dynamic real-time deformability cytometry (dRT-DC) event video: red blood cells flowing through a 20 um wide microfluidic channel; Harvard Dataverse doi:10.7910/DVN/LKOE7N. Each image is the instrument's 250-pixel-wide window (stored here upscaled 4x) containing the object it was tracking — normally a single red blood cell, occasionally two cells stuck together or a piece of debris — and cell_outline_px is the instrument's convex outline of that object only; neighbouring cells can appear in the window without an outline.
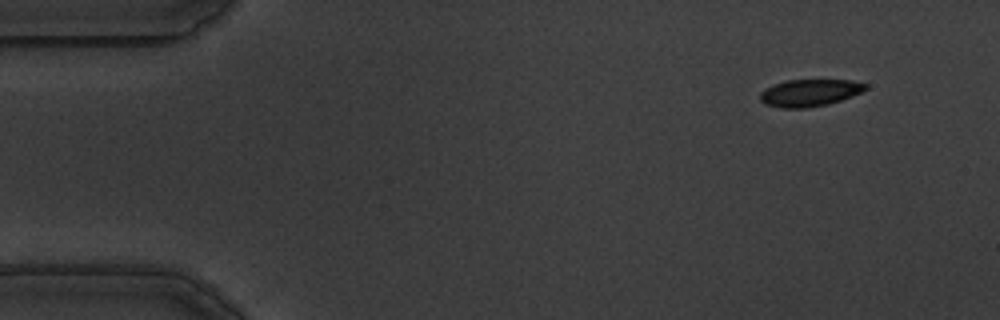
{"species": "common noctule bat (a hibernating species)", "species_latin": "Nyctalus noctula", "temperature_condition": "warm", "stored_images_in_passage": 57, "camera_frame_rate_fps": 3000, "um_per_image_px": 0.085, "animal": {"sex": "male", "body_mass_g": 19.5, "forearm_length_mm": 54.6}, "frame": {"image": 1, "passage_image": 5, "time_ms": 1.333, "image_size_px": [1000, 320], "cell_outline_px": [[868, 88], [852, 96], [828, 104], [804, 108], [780, 108], [764, 104], [760, 100], [760, 92], [764, 88], [772, 84], [788, 80], [852, 80], [868, 84]], "centroid_in_image_um": [68.79, 7.88], "position_along_channel_um": 16.2, "area_um2": 16.76}}
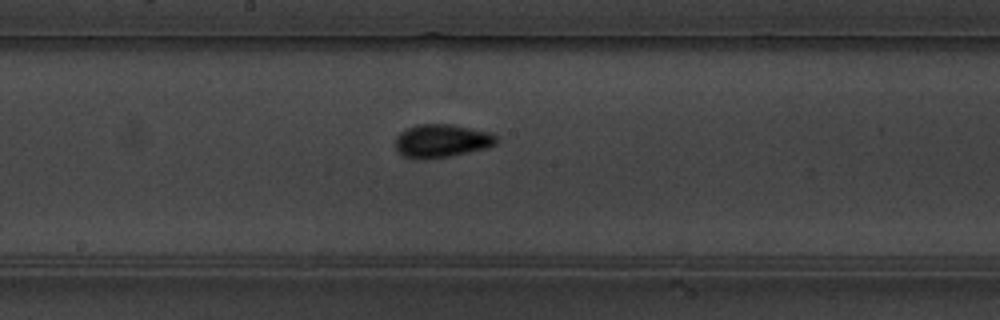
{"frame": {"image": 2, "passage_image": 30, "time_ms": 9.667, "image_size_px": [1000, 320], "cell_outline_px": [[496, 144], [484, 148], [448, 156], [428, 160], [416, 160], [404, 156], [396, 148], [396, 136], [400, 132], [416, 124], [452, 124], [492, 132], [496, 136]], "centroid_in_image_um": [37.52, 11.97], "position_along_channel_um": 210.7, "area_um2": 19.59}}
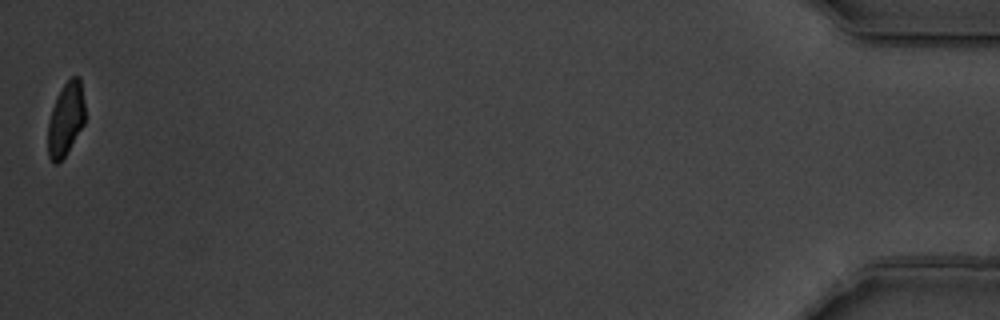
{"frame": {"image": 3, "passage_image": 57, "time_ms": 18.667, "image_size_px": [1000, 320], "cell_outline_px": [[84, 124], [64, 156], [56, 164], [52, 164], [48, 156], [48, 124], [52, 108], [56, 96], [64, 84], [72, 76], [80, 76], [84, 100]], "centroid_in_image_um": [5.58, 10.11], "position_along_channel_um": 429.6, "area_um2": 15.78}, "authors_computed_cell_mechanics": {"area_um2": 17.629, "velocity_mm_per_s": 3.507, "shape_relaxation_time_tau1_ms": 4.2881, "shape_relaxation_time_tau2_ms": 1.3529, "deformation_change_tau1": 0.1153, "deformation_change_tau2": 0.0575}}